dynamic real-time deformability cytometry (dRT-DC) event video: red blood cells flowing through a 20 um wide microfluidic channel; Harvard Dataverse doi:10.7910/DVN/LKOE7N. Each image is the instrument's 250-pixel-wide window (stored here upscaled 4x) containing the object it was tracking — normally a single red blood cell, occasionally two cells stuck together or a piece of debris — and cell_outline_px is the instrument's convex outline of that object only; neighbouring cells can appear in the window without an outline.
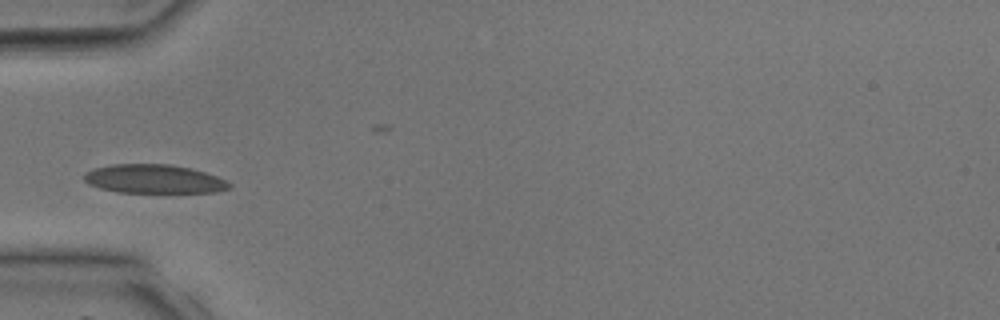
{"species": "common noctule bat (a hibernating species)", "species_latin": "Nyctalus noctula", "temperature_condition": "room temperature", "stored_images_in_passage": 28, "camera_frame_rate_fps": 3000, "um_per_image_px": 0.085, "animal": {"sex": "male", "body_mass_g": 17.9, "forearm_length_mm": 54.2}, "frame": {"image": 1, "passage_image": 1, "time_ms": 0.0, "image_size_px": [1000, 320], "cell_outline_px": [[232, 188], [216, 192], [116, 192], [100, 188], [88, 184], [84, 180], [84, 176], [88, 172], [96, 168], [112, 164], [172, 164], [192, 168], [216, 176], [232, 184]], "centroid_in_image_um": [13.11, 15.21], "position_along_channel_um": 71.9, "area_um2": 24.28}}
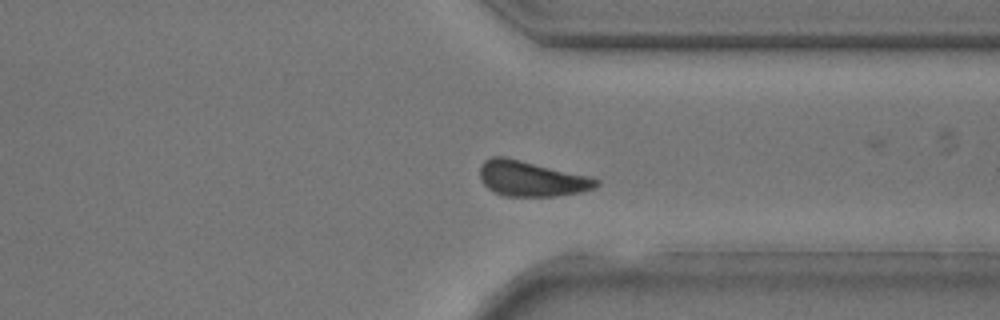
{"frame": {"image": 2, "passage_image": 18, "time_ms": 5.667, "image_size_px": [1000, 320], "cell_outline_px": [[600, 184], [596, 188], [580, 192], [556, 196], [504, 196], [488, 188], [480, 180], [480, 164], [484, 160], [492, 156], [504, 156], [588, 176], [600, 180]], "centroid_in_image_um": [45.16, 15.18], "position_along_channel_um": 366.2, "area_um2": 23.93}}
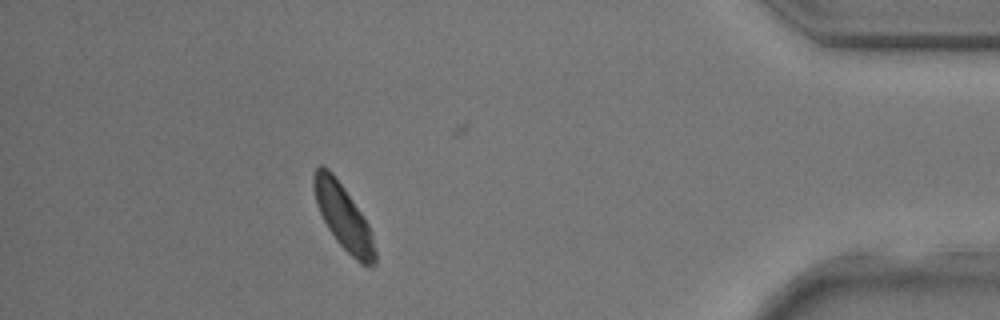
{"frame": {"image": 3, "passage_image": 23, "time_ms": 7.333, "image_size_px": [1000, 320], "cell_outline_px": [[376, 264], [368, 268], [360, 264], [336, 240], [328, 228], [316, 204], [312, 184], [312, 176], [316, 168], [320, 164], [328, 168], [332, 172], [344, 188], [368, 224], [372, 236], [376, 252]], "centroid_in_image_um": [29.17, 18.45], "position_along_channel_um": 406.0, "area_um2": 23.0}}